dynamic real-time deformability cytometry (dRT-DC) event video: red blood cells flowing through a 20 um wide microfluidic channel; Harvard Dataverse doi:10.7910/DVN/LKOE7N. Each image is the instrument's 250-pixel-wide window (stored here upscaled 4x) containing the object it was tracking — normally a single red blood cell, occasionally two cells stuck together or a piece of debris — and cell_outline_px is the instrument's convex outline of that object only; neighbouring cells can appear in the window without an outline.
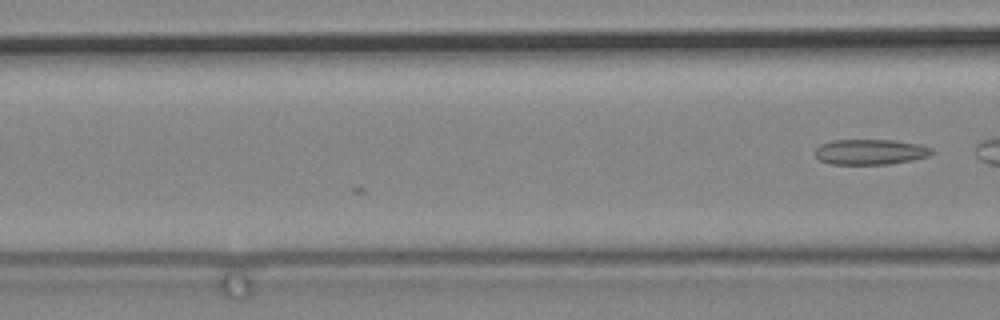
{"species": "common noctule bat (a hibernating species)", "species_latin": "Nyctalus noctula", "temperature_condition": "cold", "stored_images_in_passage": 5, "camera_frame_rate_fps": 3000, "um_per_image_px": 0.085, "animal": {"sex": "male", "body_mass_g": 19.2, "forearm_length_mm": 51.8}, "frame": {"image": 1, "passage_image": 5, "time_ms": 1.333, "image_size_px": [1000, 320], "cell_outline_px": [[936, 152], [928, 156], [912, 160], [888, 164], [832, 164], [820, 160], [812, 152], [820, 144], [832, 140], [892, 140], [920, 144], [932, 148]], "centroid_in_image_um": [73.97, 12.91], "position_along_channel_um": 92.6, "area_um2": 17.4}}